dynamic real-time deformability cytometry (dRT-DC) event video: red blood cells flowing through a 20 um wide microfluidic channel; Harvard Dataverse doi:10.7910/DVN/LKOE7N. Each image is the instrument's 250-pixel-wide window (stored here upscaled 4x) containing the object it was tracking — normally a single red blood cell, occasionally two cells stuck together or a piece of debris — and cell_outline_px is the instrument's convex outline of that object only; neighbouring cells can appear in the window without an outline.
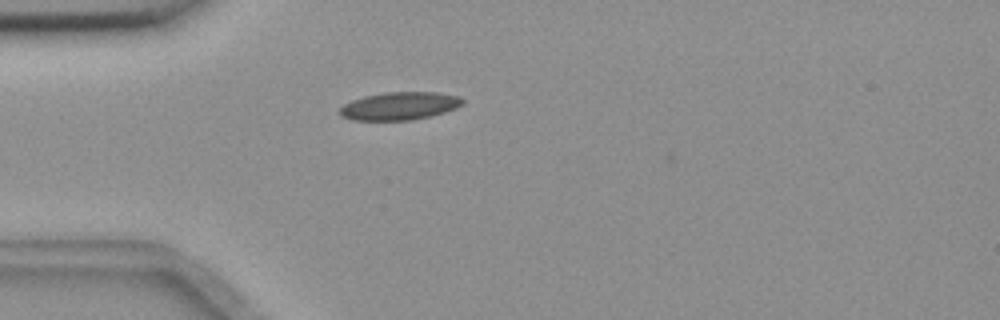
{"species": "common noctule bat (a hibernating species)", "species_latin": "Nyctalus noctula", "temperature_condition": "room temperature", "stored_images_in_passage": 42, "camera_frame_rate_fps": 3000, "um_per_image_px": 0.085, "animal": {"sex": "female", "body_mass_g": 18.4}, "frame": {"image": 1, "passage_image": 2, "time_ms": 0.333, "image_size_px": [1000, 320], "cell_outline_px": [[464, 104], [456, 108], [432, 116], [412, 120], [352, 120], [340, 116], [336, 112], [344, 104], [352, 100], [364, 96], [384, 92], [436, 92], [460, 96], [464, 100]], "centroid_in_image_um": [33.95, 9.01], "position_along_channel_um": 51.0, "area_um2": 20.23}}
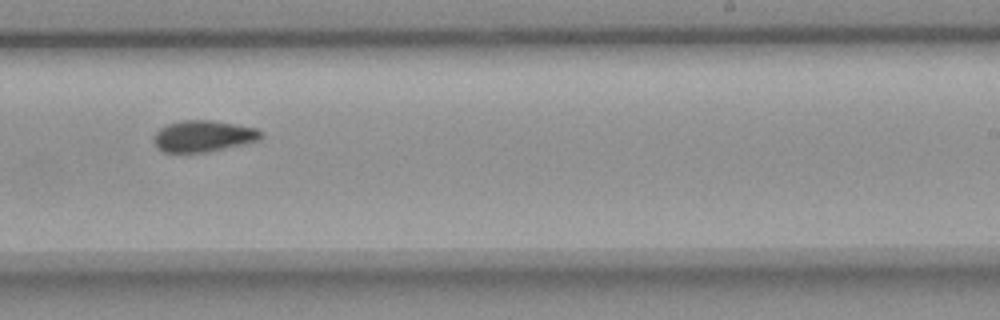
{"frame": {"image": 2, "passage_image": 21, "time_ms": 6.667, "image_size_px": [1000, 320], "cell_outline_px": [[264, 136], [260, 140], [224, 148], [204, 152], [164, 152], [152, 140], [152, 136], [160, 128], [168, 124], [180, 120], [212, 120], [236, 124], [256, 128], [264, 132]], "centroid_in_image_um": [17.3, 11.55], "position_along_channel_um": 271.7, "area_um2": 19.59}}
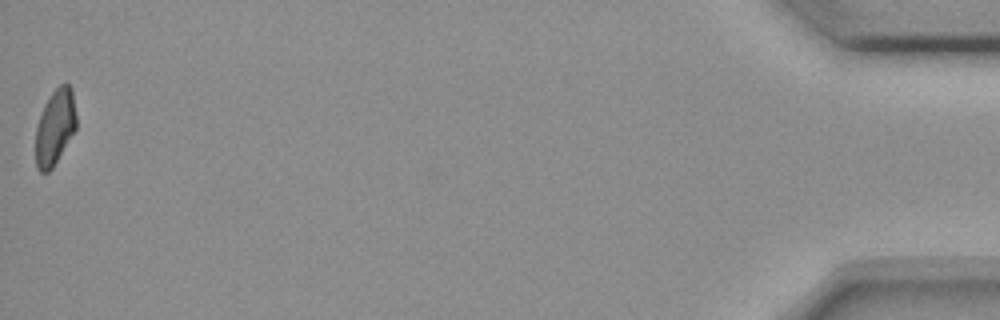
{"frame": {"image": 3, "passage_image": 42, "time_ms": 13.667, "image_size_px": [1000, 320], "cell_outline_px": [[76, 128], [52, 168], [48, 172], [40, 172], [36, 168], [36, 128], [44, 104], [52, 92], [64, 80], [72, 88], [76, 116]], "centroid_in_image_um": [4.68, 10.77], "position_along_channel_um": 430.5, "area_um2": 17.8}, "authors_computed_cell_mechanics": {"area_um2": 19.4208, "velocity_mm_per_s": 3.6505, "shape_relaxation_time_tau1_ms": 4.7601, "shape_relaxation_time_tau2_ms": 5.1713, "deformation_change_tau1": 0.1258, "deformation_change_tau2": 0.0902}}